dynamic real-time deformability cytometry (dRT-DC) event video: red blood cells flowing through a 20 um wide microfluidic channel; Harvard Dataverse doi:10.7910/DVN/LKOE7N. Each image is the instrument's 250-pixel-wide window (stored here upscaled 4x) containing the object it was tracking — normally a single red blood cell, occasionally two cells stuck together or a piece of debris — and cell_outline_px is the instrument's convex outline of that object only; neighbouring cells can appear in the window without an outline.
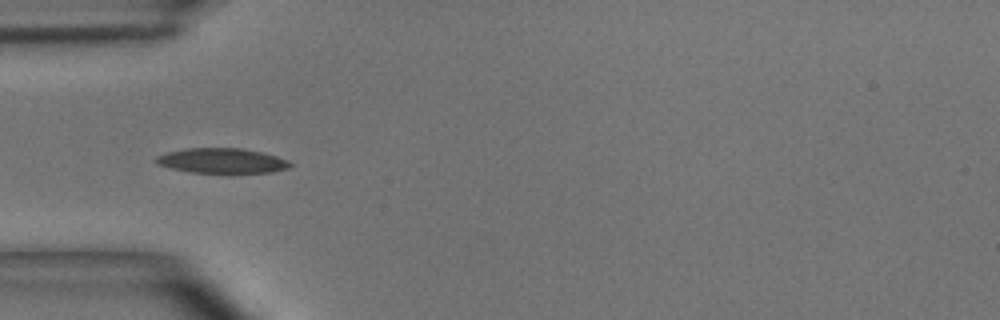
{"species": "common noctule bat (a hibernating species)", "species_latin": "Nyctalus noctula", "temperature_condition": "room temperature", "stored_images_in_passage": 36, "camera_frame_rate_fps": 3000, "um_per_image_px": 0.085, "animal": {"sex": "male", "body_mass_g": 15.6}, "frame": {"image": 1, "passage_image": 1, "time_ms": 0.0, "image_size_px": [1000, 320], "cell_outline_px": [[292, 164], [288, 168], [272, 172], [192, 172], [172, 168], [160, 164], [156, 160], [156, 156], [168, 152], [188, 148], [240, 148], [264, 152], [288, 160]], "centroid_in_image_um": [18.91, 13.65], "position_along_channel_um": 66.1, "area_um2": 19.13}}
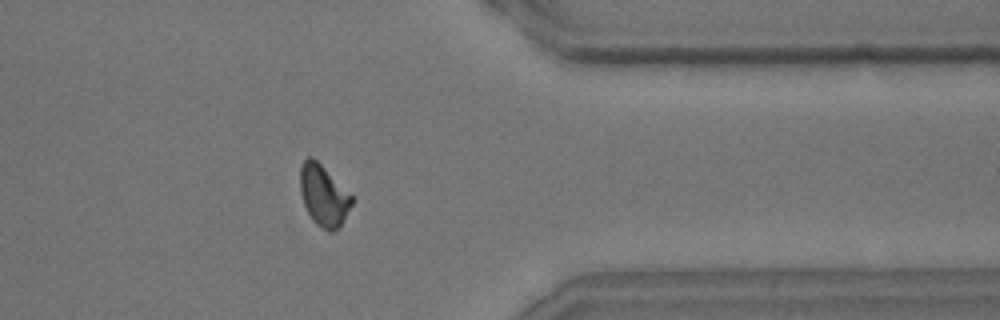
{"frame": {"image": 2, "passage_image": 26, "time_ms": 8.333, "image_size_px": [1000, 320], "cell_outline_px": [[356, 200], [340, 224], [332, 232], [328, 232], [320, 228], [312, 220], [304, 204], [300, 192], [300, 168], [304, 160], [308, 156], [312, 156]], "centroid_in_image_um": [27.5, 16.63], "position_along_channel_um": 383.9, "area_um2": 18.21}}
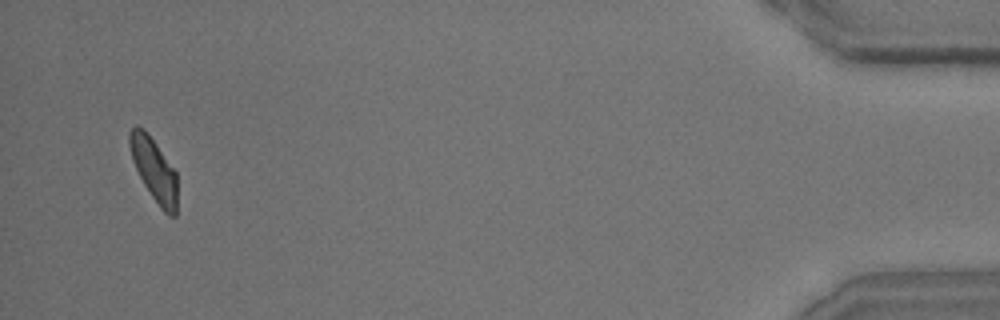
{"frame": {"image": 3, "passage_image": 34, "time_ms": 11.0, "image_size_px": [1000, 320], "cell_outline_px": [[176, 216], [168, 216], [160, 208], [144, 184], [132, 160], [128, 144], [128, 132], [136, 124], [144, 128], [156, 144], [176, 172]], "centroid_in_image_um": [13.06, 14.39], "position_along_channel_um": 422.1, "area_um2": 17.4}, "authors_computed_cell_mechanics": {"area_um2": 18.4671, "velocity_mm_per_s": 3.9676, "shape_relaxation_time_tau1_ms": 3.3279, "shape_relaxation_time_tau2_ms": 3.3592, "deformation_change_tau1": 0.1352, "deformation_change_tau2": 0.1017}}